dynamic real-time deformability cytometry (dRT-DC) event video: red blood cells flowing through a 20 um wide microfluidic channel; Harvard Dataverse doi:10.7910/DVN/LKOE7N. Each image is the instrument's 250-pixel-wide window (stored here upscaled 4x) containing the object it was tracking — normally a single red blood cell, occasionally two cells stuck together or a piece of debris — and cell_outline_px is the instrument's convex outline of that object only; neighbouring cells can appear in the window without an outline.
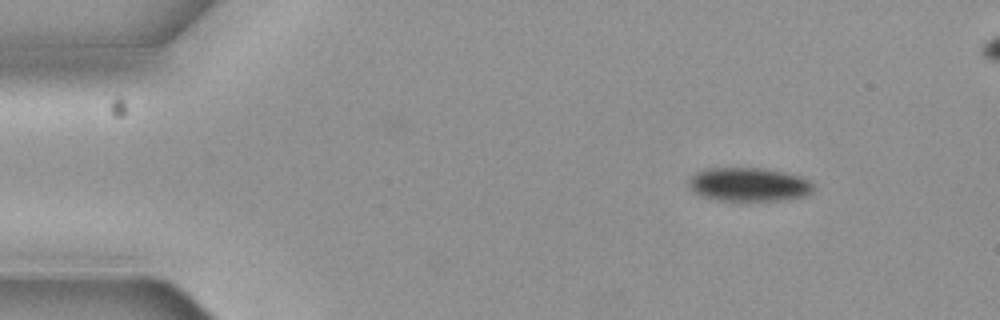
{"species": "common noctule bat (a hibernating species)", "species_latin": "Nyctalus noctula", "temperature_condition": "cold", "stored_images_in_passage": 5, "camera_frame_rate_fps": 3000, "um_per_image_px": 0.085, "animal": {"sex": "female", "body_mass_g": 19.3, "forearm_length_mm": 54.1}, "frame": {"image": 1, "passage_image": 1, "time_ms": 0.0, "image_size_px": [1000, 320], "cell_outline_px": [[812, 192], [804, 196], [788, 200], [744, 204], [740, 204], [716, 200], [700, 196], [688, 184], [688, 180], [696, 172], [704, 168], [764, 168], [784, 172], [800, 176], [808, 180], [812, 184]], "centroid_in_image_um": [63.64, 15.74], "position_along_channel_um": 21.4, "area_um2": 25.55}}